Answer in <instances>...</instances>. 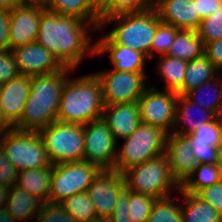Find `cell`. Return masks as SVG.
I'll use <instances>...</instances> for the list:
<instances>
[{"label": "cell", "mask_w": 222, "mask_h": 222, "mask_svg": "<svg viewBox=\"0 0 222 222\" xmlns=\"http://www.w3.org/2000/svg\"><path fill=\"white\" fill-rule=\"evenodd\" d=\"M96 30L91 23L77 17L45 10L35 42L49 50L63 66L75 70L87 54L96 56V44L91 43L89 34Z\"/></svg>", "instance_id": "cell-1"}, {"label": "cell", "mask_w": 222, "mask_h": 222, "mask_svg": "<svg viewBox=\"0 0 222 222\" xmlns=\"http://www.w3.org/2000/svg\"><path fill=\"white\" fill-rule=\"evenodd\" d=\"M73 71L64 66L53 73L32 76L30 94L20 121L13 128L39 132L56 121L63 87L69 73Z\"/></svg>", "instance_id": "cell-2"}, {"label": "cell", "mask_w": 222, "mask_h": 222, "mask_svg": "<svg viewBox=\"0 0 222 222\" xmlns=\"http://www.w3.org/2000/svg\"><path fill=\"white\" fill-rule=\"evenodd\" d=\"M68 77L61 93L57 120L85 125L101 119L104 110L102 86L95 73Z\"/></svg>", "instance_id": "cell-3"}, {"label": "cell", "mask_w": 222, "mask_h": 222, "mask_svg": "<svg viewBox=\"0 0 222 222\" xmlns=\"http://www.w3.org/2000/svg\"><path fill=\"white\" fill-rule=\"evenodd\" d=\"M160 23L161 20L155 9L150 8L142 12L122 13L101 18L99 29H104L108 24L113 25V29L105 35L114 44L141 51L151 59V44Z\"/></svg>", "instance_id": "cell-4"}, {"label": "cell", "mask_w": 222, "mask_h": 222, "mask_svg": "<svg viewBox=\"0 0 222 222\" xmlns=\"http://www.w3.org/2000/svg\"><path fill=\"white\" fill-rule=\"evenodd\" d=\"M123 176L130 191L147 194L156 199L171 195L173 189L180 191V185L171 173L166 154L128 168L123 172Z\"/></svg>", "instance_id": "cell-5"}, {"label": "cell", "mask_w": 222, "mask_h": 222, "mask_svg": "<svg viewBox=\"0 0 222 222\" xmlns=\"http://www.w3.org/2000/svg\"><path fill=\"white\" fill-rule=\"evenodd\" d=\"M168 133L141 122L130 136L117 147L114 170L123 173L128 168L165 154Z\"/></svg>", "instance_id": "cell-6"}, {"label": "cell", "mask_w": 222, "mask_h": 222, "mask_svg": "<svg viewBox=\"0 0 222 222\" xmlns=\"http://www.w3.org/2000/svg\"><path fill=\"white\" fill-rule=\"evenodd\" d=\"M0 147L18 172L51 165L39 132L6 130L0 133Z\"/></svg>", "instance_id": "cell-7"}, {"label": "cell", "mask_w": 222, "mask_h": 222, "mask_svg": "<svg viewBox=\"0 0 222 222\" xmlns=\"http://www.w3.org/2000/svg\"><path fill=\"white\" fill-rule=\"evenodd\" d=\"M51 164L82 161L84 125L54 121L39 131Z\"/></svg>", "instance_id": "cell-8"}, {"label": "cell", "mask_w": 222, "mask_h": 222, "mask_svg": "<svg viewBox=\"0 0 222 222\" xmlns=\"http://www.w3.org/2000/svg\"><path fill=\"white\" fill-rule=\"evenodd\" d=\"M102 169L87 161H75L53 165L49 203H60L88 187Z\"/></svg>", "instance_id": "cell-9"}, {"label": "cell", "mask_w": 222, "mask_h": 222, "mask_svg": "<svg viewBox=\"0 0 222 222\" xmlns=\"http://www.w3.org/2000/svg\"><path fill=\"white\" fill-rule=\"evenodd\" d=\"M95 75L102 86L104 105L137 102L148 87L147 73L108 69Z\"/></svg>", "instance_id": "cell-10"}, {"label": "cell", "mask_w": 222, "mask_h": 222, "mask_svg": "<svg viewBox=\"0 0 222 222\" xmlns=\"http://www.w3.org/2000/svg\"><path fill=\"white\" fill-rule=\"evenodd\" d=\"M178 94L148 86L137 103L141 122L159 127L168 134L173 131Z\"/></svg>", "instance_id": "cell-11"}, {"label": "cell", "mask_w": 222, "mask_h": 222, "mask_svg": "<svg viewBox=\"0 0 222 222\" xmlns=\"http://www.w3.org/2000/svg\"><path fill=\"white\" fill-rule=\"evenodd\" d=\"M117 142L102 118L85 124L83 160L101 169H114Z\"/></svg>", "instance_id": "cell-12"}, {"label": "cell", "mask_w": 222, "mask_h": 222, "mask_svg": "<svg viewBox=\"0 0 222 222\" xmlns=\"http://www.w3.org/2000/svg\"><path fill=\"white\" fill-rule=\"evenodd\" d=\"M125 187L123 173L114 169L99 172L87 191L97 216L109 218L114 213L118 195Z\"/></svg>", "instance_id": "cell-13"}, {"label": "cell", "mask_w": 222, "mask_h": 222, "mask_svg": "<svg viewBox=\"0 0 222 222\" xmlns=\"http://www.w3.org/2000/svg\"><path fill=\"white\" fill-rule=\"evenodd\" d=\"M20 75L38 76L56 72L64 66L37 42L11 49Z\"/></svg>", "instance_id": "cell-14"}, {"label": "cell", "mask_w": 222, "mask_h": 222, "mask_svg": "<svg viewBox=\"0 0 222 222\" xmlns=\"http://www.w3.org/2000/svg\"><path fill=\"white\" fill-rule=\"evenodd\" d=\"M44 5H17L11 10L10 50L35 42Z\"/></svg>", "instance_id": "cell-15"}, {"label": "cell", "mask_w": 222, "mask_h": 222, "mask_svg": "<svg viewBox=\"0 0 222 222\" xmlns=\"http://www.w3.org/2000/svg\"><path fill=\"white\" fill-rule=\"evenodd\" d=\"M155 9L162 23L178 29L195 30L202 19L197 13V1L194 0H155Z\"/></svg>", "instance_id": "cell-16"}, {"label": "cell", "mask_w": 222, "mask_h": 222, "mask_svg": "<svg viewBox=\"0 0 222 222\" xmlns=\"http://www.w3.org/2000/svg\"><path fill=\"white\" fill-rule=\"evenodd\" d=\"M165 154L171 173L181 186L198 166L189 137L178 133L168 134Z\"/></svg>", "instance_id": "cell-17"}, {"label": "cell", "mask_w": 222, "mask_h": 222, "mask_svg": "<svg viewBox=\"0 0 222 222\" xmlns=\"http://www.w3.org/2000/svg\"><path fill=\"white\" fill-rule=\"evenodd\" d=\"M95 44V55L106 56L109 54L114 70L146 73L148 57L141 51L124 45H116L106 35H102Z\"/></svg>", "instance_id": "cell-18"}, {"label": "cell", "mask_w": 222, "mask_h": 222, "mask_svg": "<svg viewBox=\"0 0 222 222\" xmlns=\"http://www.w3.org/2000/svg\"><path fill=\"white\" fill-rule=\"evenodd\" d=\"M31 76L19 75L0 85L1 105L6 120L14 127L21 118L30 94Z\"/></svg>", "instance_id": "cell-19"}, {"label": "cell", "mask_w": 222, "mask_h": 222, "mask_svg": "<svg viewBox=\"0 0 222 222\" xmlns=\"http://www.w3.org/2000/svg\"><path fill=\"white\" fill-rule=\"evenodd\" d=\"M101 118L108 125L116 141L130 136L141 123L137 102L105 105Z\"/></svg>", "instance_id": "cell-20"}, {"label": "cell", "mask_w": 222, "mask_h": 222, "mask_svg": "<svg viewBox=\"0 0 222 222\" xmlns=\"http://www.w3.org/2000/svg\"><path fill=\"white\" fill-rule=\"evenodd\" d=\"M43 203L40 198L19 187L12 186L9 188L5 211L0 222H32L37 217Z\"/></svg>", "instance_id": "cell-21"}, {"label": "cell", "mask_w": 222, "mask_h": 222, "mask_svg": "<svg viewBox=\"0 0 222 222\" xmlns=\"http://www.w3.org/2000/svg\"><path fill=\"white\" fill-rule=\"evenodd\" d=\"M197 112L199 118L195 116ZM216 117L217 115L214 112L196 105L186 95H178L175 122L171 133L183 135L191 134L202 125L214 120Z\"/></svg>", "instance_id": "cell-22"}, {"label": "cell", "mask_w": 222, "mask_h": 222, "mask_svg": "<svg viewBox=\"0 0 222 222\" xmlns=\"http://www.w3.org/2000/svg\"><path fill=\"white\" fill-rule=\"evenodd\" d=\"M45 8L55 14L74 16L91 23L97 31L101 24L100 12L91 0H46Z\"/></svg>", "instance_id": "cell-23"}, {"label": "cell", "mask_w": 222, "mask_h": 222, "mask_svg": "<svg viewBox=\"0 0 222 222\" xmlns=\"http://www.w3.org/2000/svg\"><path fill=\"white\" fill-rule=\"evenodd\" d=\"M52 174L53 164L44 168L23 170L18 172L15 186L40 198L43 202H48Z\"/></svg>", "instance_id": "cell-24"}, {"label": "cell", "mask_w": 222, "mask_h": 222, "mask_svg": "<svg viewBox=\"0 0 222 222\" xmlns=\"http://www.w3.org/2000/svg\"><path fill=\"white\" fill-rule=\"evenodd\" d=\"M178 193L184 197L181 202L183 222H222V215L196 194L184 192L181 188Z\"/></svg>", "instance_id": "cell-25"}, {"label": "cell", "mask_w": 222, "mask_h": 222, "mask_svg": "<svg viewBox=\"0 0 222 222\" xmlns=\"http://www.w3.org/2000/svg\"><path fill=\"white\" fill-rule=\"evenodd\" d=\"M187 65V61L169 55L159 57L157 74L165 81V91L183 95V80Z\"/></svg>", "instance_id": "cell-26"}, {"label": "cell", "mask_w": 222, "mask_h": 222, "mask_svg": "<svg viewBox=\"0 0 222 222\" xmlns=\"http://www.w3.org/2000/svg\"><path fill=\"white\" fill-rule=\"evenodd\" d=\"M186 96L201 108L208 109L220 116L222 112V74L219 73L216 78L192 89Z\"/></svg>", "instance_id": "cell-27"}, {"label": "cell", "mask_w": 222, "mask_h": 222, "mask_svg": "<svg viewBox=\"0 0 222 222\" xmlns=\"http://www.w3.org/2000/svg\"><path fill=\"white\" fill-rule=\"evenodd\" d=\"M220 72L209 58L203 53L201 56L188 62L183 80V95L216 78Z\"/></svg>", "instance_id": "cell-28"}, {"label": "cell", "mask_w": 222, "mask_h": 222, "mask_svg": "<svg viewBox=\"0 0 222 222\" xmlns=\"http://www.w3.org/2000/svg\"><path fill=\"white\" fill-rule=\"evenodd\" d=\"M204 53V43L195 30L179 29L166 55L189 62Z\"/></svg>", "instance_id": "cell-29"}, {"label": "cell", "mask_w": 222, "mask_h": 222, "mask_svg": "<svg viewBox=\"0 0 222 222\" xmlns=\"http://www.w3.org/2000/svg\"><path fill=\"white\" fill-rule=\"evenodd\" d=\"M222 181V164H198L197 168L180 186L187 193L197 194L200 190Z\"/></svg>", "instance_id": "cell-30"}, {"label": "cell", "mask_w": 222, "mask_h": 222, "mask_svg": "<svg viewBox=\"0 0 222 222\" xmlns=\"http://www.w3.org/2000/svg\"><path fill=\"white\" fill-rule=\"evenodd\" d=\"M60 204L78 222H88L97 216L87 191L68 197Z\"/></svg>", "instance_id": "cell-31"}, {"label": "cell", "mask_w": 222, "mask_h": 222, "mask_svg": "<svg viewBox=\"0 0 222 222\" xmlns=\"http://www.w3.org/2000/svg\"><path fill=\"white\" fill-rule=\"evenodd\" d=\"M173 199L171 195L157 198L147 222H183L181 203Z\"/></svg>", "instance_id": "cell-32"}, {"label": "cell", "mask_w": 222, "mask_h": 222, "mask_svg": "<svg viewBox=\"0 0 222 222\" xmlns=\"http://www.w3.org/2000/svg\"><path fill=\"white\" fill-rule=\"evenodd\" d=\"M155 0H111L101 11L100 18L122 13L142 12L153 8Z\"/></svg>", "instance_id": "cell-33"}, {"label": "cell", "mask_w": 222, "mask_h": 222, "mask_svg": "<svg viewBox=\"0 0 222 222\" xmlns=\"http://www.w3.org/2000/svg\"><path fill=\"white\" fill-rule=\"evenodd\" d=\"M156 198L129 190V214L132 222H147Z\"/></svg>", "instance_id": "cell-34"}, {"label": "cell", "mask_w": 222, "mask_h": 222, "mask_svg": "<svg viewBox=\"0 0 222 222\" xmlns=\"http://www.w3.org/2000/svg\"><path fill=\"white\" fill-rule=\"evenodd\" d=\"M178 30V28L162 22L157 26L155 37L151 44V58L154 59L156 53L160 56L168 53Z\"/></svg>", "instance_id": "cell-35"}, {"label": "cell", "mask_w": 222, "mask_h": 222, "mask_svg": "<svg viewBox=\"0 0 222 222\" xmlns=\"http://www.w3.org/2000/svg\"><path fill=\"white\" fill-rule=\"evenodd\" d=\"M191 142H203L212 147H221L220 141V116L202 125L191 134H187Z\"/></svg>", "instance_id": "cell-36"}, {"label": "cell", "mask_w": 222, "mask_h": 222, "mask_svg": "<svg viewBox=\"0 0 222 222\" xmlns=\"http://www.w3.org/2000/svg\"><path fill=\"white\" fill-rule=\"evenodd\" d=\"M197 32L204 44L222 39V7L207 18L202 19Z\"/></svg>", "instance_id": "cell-37"}, {"label": "cell", "mask_w": 222, "mask_h": 222, "mask_svg": "<svg viewBox=\"0 0 222 222\" xmlns=\"http://www.w3.org/2000/svg\"><path fill=\"white\" fill-rule=\"evenodd\" d=\"M36 222H78L68 213L60 203L44 202Z\"/></svg>", "instance_id": "cell-38"}, {"label": "cell", "mask_w": 222, "mask_h": 222, "mask_svg": "<svg viewBox=\"0 0 222 222\" xmlns=\"http://www.w3.org/2000/svg\"><path fill=\"white\" fill-rule=\"evenodd\" d=\"M191 149L198 164L221 163V147H212L203 142H191Z\"/></svg>", "instance_id": "cell-39"}, {"label": "cell", "mask_w": 222, "mask_h": 222, "mask_svg": "<svg viewBox=\"0 0 222 222\" xmlns=\"http://www.w3.org/2000/svg\"><path fill=\"white\" fill-rule=\"evenodd\" d=\"M20 75L11 50L0 52V85Z\"/></svg>", "instance_id": "cell-40"}, {"label": "cell", "mask_w": 222, "mask_h": 222, "mask_svg": "<svg viewBox=\"0 0 222 222\" xmlns=\"http://www.w3.org/2000/svg\"><path fill=\"white\" fill-rule=\"evenodd\" d=\"M18 171L0 147V184L8 188L15 186Z\"/></svg>", "instance_id": "cell-41"}, {"label": "cell", "mask_w": 222, "mask_h": 222, "mask_svg": "<svg viewBox=\"0 0 222 222\" xmlns=\"http://www.w3.org/2000/svg\"><path fill=\"white\" fill-rule=\"evenodd\" d=\"M129 189L125 187L118 195L114 213L109 217L111 222H132L129 214Z\"/></svg>", "instance_id": "cell-42"}, {"label": "cell", "mask_w": 222, "mask_h": 222, "mask_svg": "<svg viewBox=\"0 0 222 222\" xmlns=\"http://www.w3.org/2000/svg\"><path fill=\"white\" fill-rule=\"evenodd\" d=\"M196 195L222 215V181L200 190Z\"/></svg>", "instance_id": "cell-43"}, {"label": "cell", "mask_w": 222, "mask_h": 222, "mask_svg": "<svg viewBox=\"0 0 222 222\" xmlns=\"http://www.w3.org/2000/svg\"><path fill=\"white\" fill-rule=\"evenodd\" d=\"M11 11L0 9V52L10 50Z\"/></svg>", "instance_id": "cell-44"}, {"label": "cell", "mask_w": 222, "mask_h": 222, "mask_svg": "<svg viewBox=\"0 0 222 222\" xmlns=\"http://www.w3.org/2000/svg\"><path fill=\"white\" fill-rule=\"evenodd\" d=\"M204 54L222 72V39L205 43Z\"/></svg>", "instance_id": "cell-45"}, {"label": "cell", "mask_w": 222, "mask_h": 222, "mask_svg": "<svg viewBox=\"0 0 222 222\" xmlns=\"http://www.w3.org/2000/svg\"><path fill=\"white\" fill-rule=\"evenodd\" d=\"M197 1V13L200 18H207L214 11L219 10L222 7V2L219 0H194Z\"/></svg>", "instance_id": "cell-46"}, {"label": "cell", "mask_w": 222, "mask_h": 222, "mask_svg": "<svg viewBox=\"0 0 222 222\" xmlns=\"http://www.w3.org/2000/svg\"><path fill=\"white\" fill-rule=\"evenodd\" d=\"M9 188L0 184V219L4 214Z\"/></svg>", "instance_id": "cell-47"}, {"label": "cell", "mask_w": 222, "mask_h": 222, "mask_svg": "<svg viewBox=\"0 0 222 222\" xmlns=\"http://www.w3.org/2000/svg\"><path fill=\"white\" fill-rule=\"evenodd\" d=\"M13 126L6 120L4 113H3V109H2V105H1V97H0V133L12 129Z\"/></svg>", "instance_id": "cell-48"}, {"label": "cell", "mask_w": 222, "mask_h": 222, "mask_svg": "<svg viewBox=\"0 0 222 222\" xmlns=\"http://www.w3.org/2000/svg\"><path fill=\"white\" fill-rule=\"evenodd\" d=\"M18 5L17 0H0V9L11 11Z\"/></svg>", "instance_id": "cell-49"}, {"label": "cell", "mask_w": 222, "mask_h": 222, "mask_svg": "<svg viewBox=\"0 0 222 222\" xmlns=\"http://www.w3.org/2000/svg\"><path fill=\"white\" fill-rule=\"evenodd\" d=\"M46 0H17L18 5H45Z\"/></svg>", "instance_id": "cell-50"}, {"label": "cell", "mask_w": 222, "mask_h": 222, "mask_svg": "<svg viewBox=\"0 0 222 222\" xmlns=\"http://www.w3.org/2000/svg\"><path fill=\"white\" fill-rule=\"evenodd\" d=\"M111 0H91L93 6L100 12Z\"/></svg>", "instance_id": "cell-51"}, {"label": "cell", "mask_w": 222, "mask_h": 222, "mask_svg": "<svg viewBox=\"0 0 222 222\" xmlns=\"http://www.w3.org/2000/svg\"><path fill=\"white\" fill-rule=\"evenodd\" d=\"M88 222H111V221H110V218L96 216L95 218L90 219Z\"/></svg>", "instance_id": "cell-52"}, {"label": "cell", "mask_w": 222, "mask_h": 222, "mask_svg": "<svg viewBox=\"0 0 222 222\" xmlns=\"http://www.w3.org/2000/svg\"><path fill=\"white\" fill-rule=\"evenodd\" d=\"M220 141H221V150H222V117H220Z\"/></svg>", "instance_id": "cell-53"}]
</instances>
